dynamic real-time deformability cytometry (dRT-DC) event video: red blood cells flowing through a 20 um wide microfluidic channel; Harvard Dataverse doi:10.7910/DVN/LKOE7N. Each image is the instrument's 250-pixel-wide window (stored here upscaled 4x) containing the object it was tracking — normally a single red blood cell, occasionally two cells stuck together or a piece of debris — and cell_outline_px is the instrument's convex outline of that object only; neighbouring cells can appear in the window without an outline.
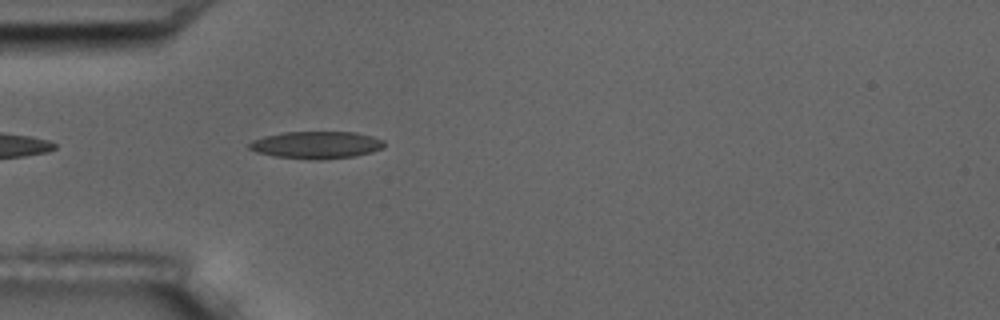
{"species": "common noctule bat (a hibernating species)", "species_latin": "Nyctalus noctula", "temperature_condition": "room temperature", "stored_images_in_passage": 41, "camera_frame_rate_fps": 3000, "um_per_image_px": 0.085, "animal": {"sex": "male", "body_mass_g": 17.5, "forearm_length_mm": 52.3}, "frame": {"image": 1, "passage_image": 1, "time_ms": 0.0, "image_size_px": [1000, 320], "cell_outline_px": [[384, 148], [372, 152], [356, 156], [320, 160], [316, 160], [272, 156], [256, 152], [248, 148], [248, 144], [252, 140], [264, 136], [284, 132], [356, 132], [372, 136], [384, 140]], "centroid_in_image_um": [26.89, 12.32], "position_along_channel_um": 58.1, "area_um2": 21.68}}
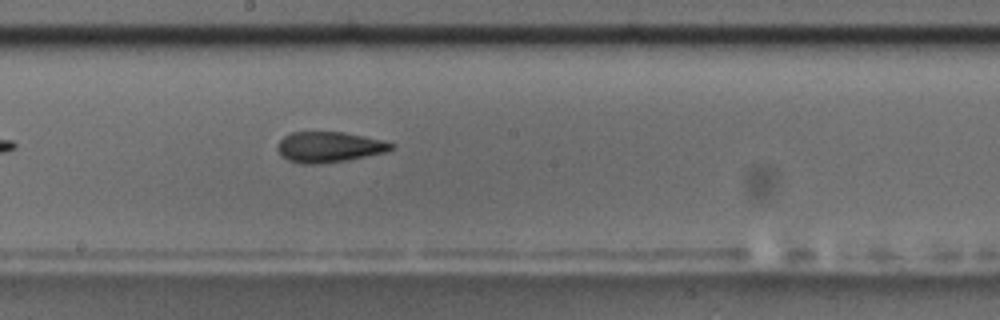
{"frame": {"image": 2, "passage_image": 15, "time_ms": 4.667, "image_size_px": [1000, 320], "cell_outline_px": [[396, 144], [392, 148], [384, 152], [348, 160], [320, 164], [300, 164], [288, 160], [276, 148], [276, 144], [284, 136], [292, 132], [344, 132], [384, 140]], "centroid_in_image_um": [27.96, 12.49], "position_along_channel_um": 220.2, "area_um2": 20.29}}
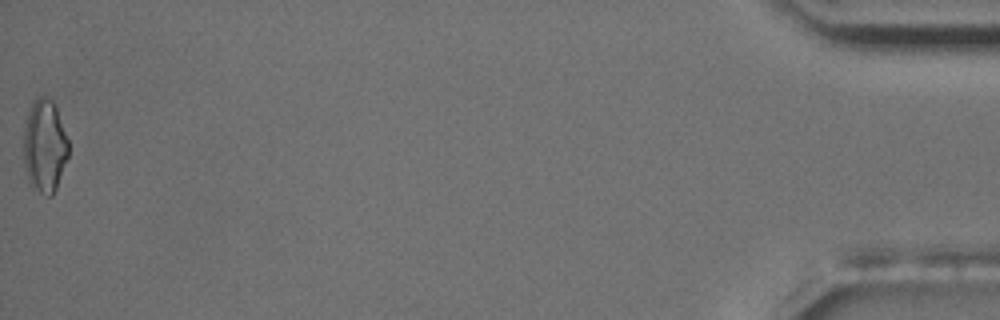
{"frame": {"image": 3, "passage_image": 41, "time_ms": 13.333, "image_size_px": [1000, 320], "cell_outline_px": [[68, 156], [56, 188], [52, 196], [48, 196], [40, 192], [28, 184], [24, 164], [24, 120], [32, 104], [40, 96], [44, 96], [52, 100], [56, 104], [68, 140]], "centroid_in_image_um": [3.79, 12.41], "position_along_channel_um": 431.4, "area_um2": 24.45}, "authors_computed_cell_mechanics": {"area_um2": 20.519, "velocity_mm_per_s": 3.5557, "shape_relaxation_time_tau1_ms": 7.806, "shape_relaxation_time_tau2_ms": 3.1241, "deformation_change_tau1": 0.1708, "deformation_change_tau2": 0.1123}}